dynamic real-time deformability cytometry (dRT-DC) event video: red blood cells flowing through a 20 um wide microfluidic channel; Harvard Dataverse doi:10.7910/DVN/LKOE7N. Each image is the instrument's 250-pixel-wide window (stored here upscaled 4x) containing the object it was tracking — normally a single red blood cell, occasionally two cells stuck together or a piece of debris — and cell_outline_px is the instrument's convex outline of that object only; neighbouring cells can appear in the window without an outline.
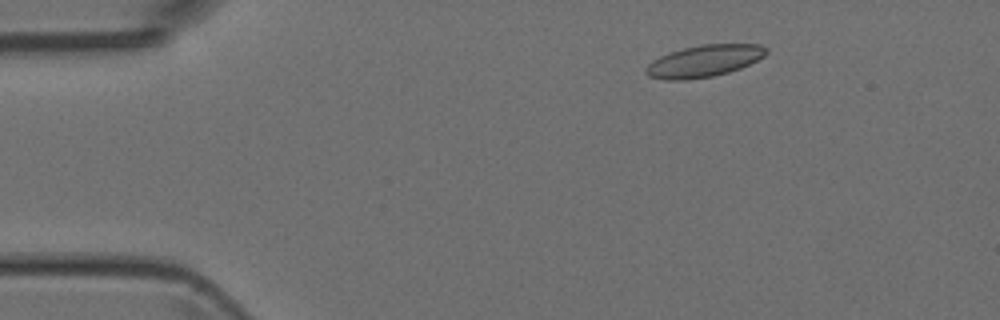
{"species": "Egyptian fruit bat (a non-hibernating species)", "species_latin": "Rousettus aegyptiacus", "temperature_condition": "room temperature", "stored_images_in_passage": 3, "camera_frame_rate_fps": 3000, "um_per_image_px": 0.085, "animal": {"sex": "female"}, "frame": {"image": 1, "passage_image": 1, "time_ms": 0.0, "image_size_px": [1000, 320], "cell_outline_px": [[768, 52], [764, 56], [740, 68], [728, 72], [712, 76], [688, 80], [664, 80], [648, 76], [644, 72], [644, 68], [652, 60], [668, 52], [700, 44], [760, 44], [768, 48]], "centroid_in_image_um": [59.81, 5.18], "position_along_channel_um": 25.2, "area_um2": 22.48}}
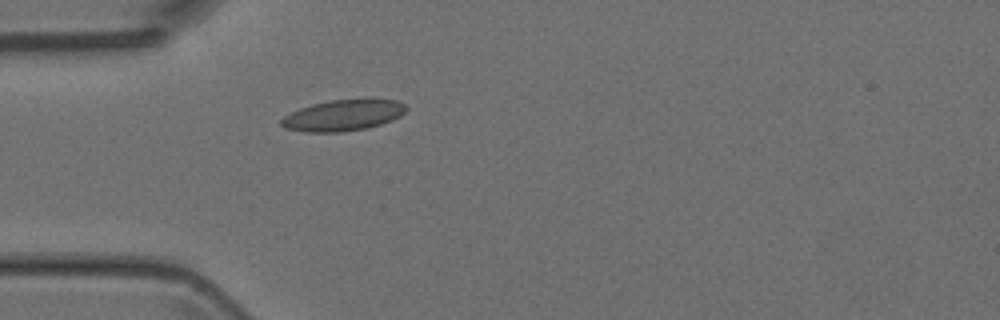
{"frame": {"image": 2, "passage_image": 3, "time_ms": 2.333, "image_size_px": [1000, 320], "cell_outline_px": [[408, 108], [400, 116], [392, 120], [368, 128], [340, 132], [304, 132], [284, 128], [280, 124], [280, 120], [284, 116], [300, 108], [312, 104], [332, 100], [396, 100], [404, 104]], "centroid_in_image_um": [29.13, 9.82], "position_along_channel_um": 55.9, "area_um2": 22.37}}